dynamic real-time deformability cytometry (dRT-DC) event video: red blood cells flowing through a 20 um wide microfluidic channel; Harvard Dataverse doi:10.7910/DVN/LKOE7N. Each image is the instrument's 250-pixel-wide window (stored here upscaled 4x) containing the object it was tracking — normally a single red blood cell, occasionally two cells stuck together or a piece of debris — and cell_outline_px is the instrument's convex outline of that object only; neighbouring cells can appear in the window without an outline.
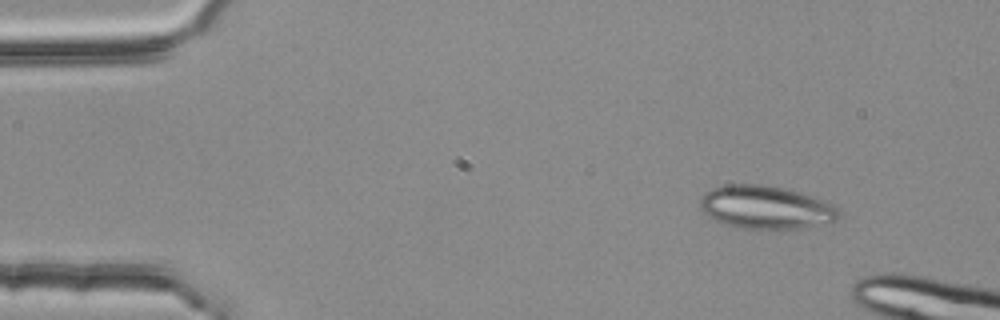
{"species": "common noctule bat (a hibernating species)", "species_latin": "Nyctalus noctula", "temperature_condition": "room temperature", "stored_images_in_passage": 2, "camera_frame_rate_fps": 3000, "um_per_image_px": 0.085, "animal": {"sex": "female", "body_mass_g": 25.1}, "frame": {"image": 1, "passage_image": 2, "time_ms": 0.333, "image_size_px": [1000, 320], "cell_outline_px": [[840, 216], [836, 220], [800, 228], [740, 228], [724, 224], [708, 216], [700, 208], [700, 200], [704, 192], [712, 188], [728, 184], [764, 184], [784, 188], [832, 204], [840, 208]], "centroid_in_image_um": [65.05, 17.61], "position_along_channel_um": 20.0, "area_um2": 34.45}}